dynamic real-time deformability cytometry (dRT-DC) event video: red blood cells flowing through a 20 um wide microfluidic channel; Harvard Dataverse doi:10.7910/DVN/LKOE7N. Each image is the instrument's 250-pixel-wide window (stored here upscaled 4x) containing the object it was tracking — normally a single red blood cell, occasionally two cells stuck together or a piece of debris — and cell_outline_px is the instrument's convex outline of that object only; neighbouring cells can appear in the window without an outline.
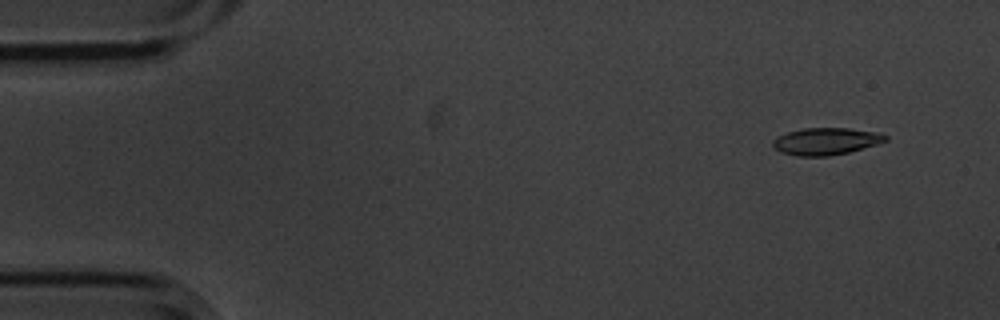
{"species": "common noctule bat (a hibernating species)", "species_latin": "Nyctalus noctula", "temperature_condition": "cold", "stored_images_in_passage": 5, "camera_frame_rate_fps": 3000, "um_per_image_px": 0.085, "animal": {"sex": "male", "body_mass_g": 20.1, "forearm_length_mm": 53.5}, "frame": {"image": 1, "passage_image": 2, "time_ms": 0.333, "image_size_px": [1000, 320], "cell_outline_px": [[888, 140], [876, 144], [848, 152], [828, 156], [796, 156], [780, 152], [772, 144], [772, 140], [776, 136], [788, 132], [804, 128], [848, 128], [880, 132], [888, 136]], "centroid_in_image_um": [70.2, 12.0], "position_along_channel_um": 14.8, "area_um2": 17.8}}